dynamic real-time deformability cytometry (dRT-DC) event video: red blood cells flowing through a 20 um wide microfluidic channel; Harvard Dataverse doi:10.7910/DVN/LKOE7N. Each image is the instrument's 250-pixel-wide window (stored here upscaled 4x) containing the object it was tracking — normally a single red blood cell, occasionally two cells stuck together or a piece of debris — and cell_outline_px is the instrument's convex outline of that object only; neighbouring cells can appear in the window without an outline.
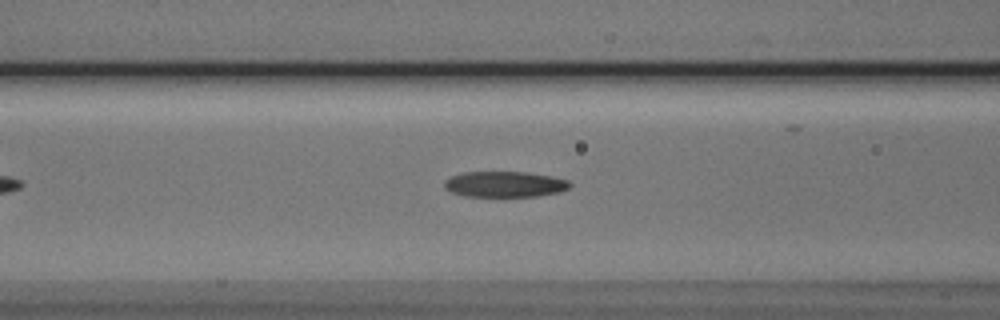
{"species": "Egyptian fruit bat (a non-hibernating species)", "species_latin": "Rousettus aegyptiacus", "temperature_condition": "cold", "stored_images_in_passage": 41, "camera_frame_rate_fps": 3000, "um_per_image_px": 0.085, "animal": {"sex": "male"}, "frame": {"image": 1, "passage_image": 13, "time_ms": 4.0, "image_size_px": [1000, 320], "cell_outline_px": [[572, 184], [568, 188], [560, 192], [536, 196], [504, 200], [464, 196], [452, 192], [444, 188], [444, 180], [452, 176], [464, 172], [528, 172], [552, 176], [568, 180]], "centroid_in_image_um": [42.89, 15.71], "position_along_channel_um": 123.7, "area_um2": 19.88}}
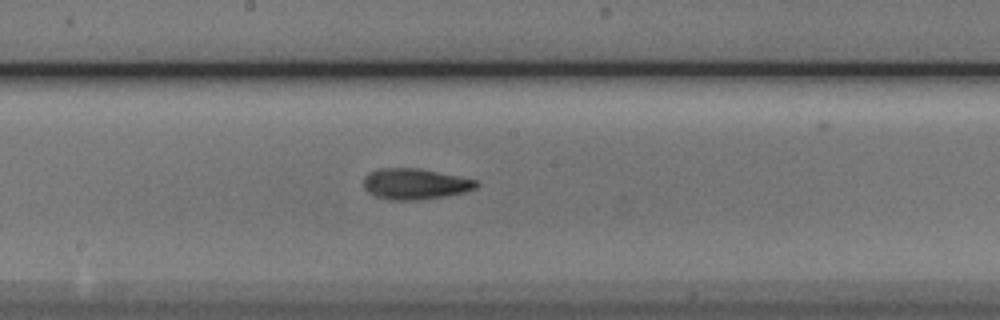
{"frame": {"image": 2, "passage_image": 20, "time_ms": 6.333, "image_size_px": [1000, 320], "cell_outline_px": [[480, 184], [476, 188], [464, 192], [444, 196], [420, 200], [388, 200], [376, 196], [368, 192], [364, 188], [364, 176], [368, 172], [380, 168], [420, 168], [476, 180]], "centroid_in_image_um": [35.25, 15.63], "position_along_channel_um": 212.9, "area_um2": 20.35}}
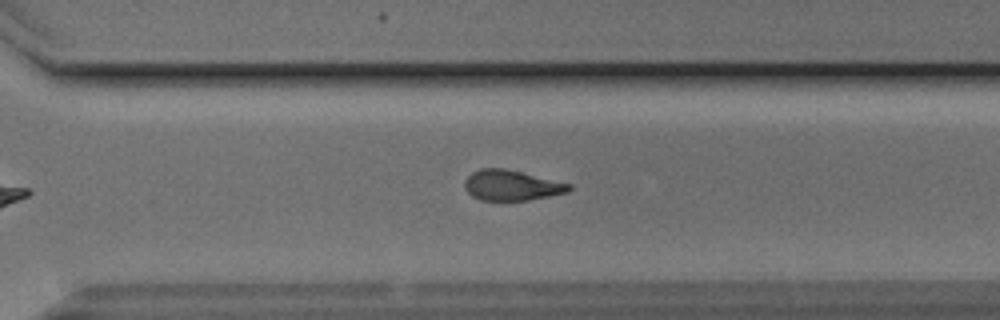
{"frame": {"image": 3, "passage_image": 29, "time_ms": 9.333, "image_size_px": [1000, 320], "cell_outline_px": [[572, 188], [568, 192], [528, 200], [480, 200], [472, 196], [464, 188], [464, 180], [472, 172], [480, 168], [504, 168], [572, 184]], "centroid_in_image_um": [43.46, 15.75], "position_along_channel_um": 327.1, "area_um2": 18.44}, "authors_computed_cell_mechanics": {"area_um2": 19.363, "velocity_mm_per_s": 3.8187, "shape_relaxation_time_tau1_ms": 4.6081, "shape_relaxation_time_tau2_ms": 1.5461, "deformation_change_tau1": 0.172, "deformation_change_tau2": 0.0922}}